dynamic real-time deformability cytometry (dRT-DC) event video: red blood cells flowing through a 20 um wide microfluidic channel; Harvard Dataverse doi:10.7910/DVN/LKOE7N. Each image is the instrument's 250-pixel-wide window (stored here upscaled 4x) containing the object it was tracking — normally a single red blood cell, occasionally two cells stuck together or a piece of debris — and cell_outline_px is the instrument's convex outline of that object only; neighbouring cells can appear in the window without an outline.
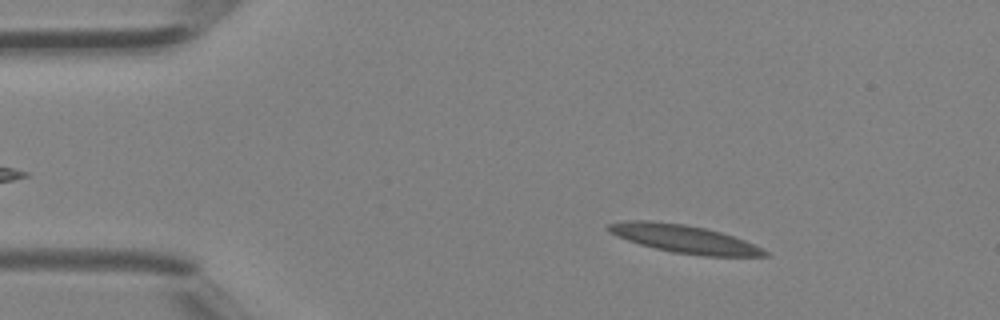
{"species": "Egyptian fruit bat (a non-hibernating species)", "species_latin": "Rousettus aegyptiacus", "temperature_condition": "room temperature", "stored_images_in_passage": 41, "camera_frame_rate_fps": 3000, "um_per_image_px": 0.085, "animal": {"sex": "female"}, "frame": {"image": 1, "passage_image": 6, "time_ms": 1.667, "image_size_px": [1000, 320], "cell_outline_px": [[768, 256], [704, 256], [672, 252], [640, 244], [628, 240], [612, 232], [608, 228], [608, 224], [624, 220], [648, 220], [684, 224], [704, 228], [720, 232], [744, 240], [768, 252]], "centroid_in_image_um": [58.16, 20.3], "position_along_channel_um": 26.8, "area_um2": 24.97}}
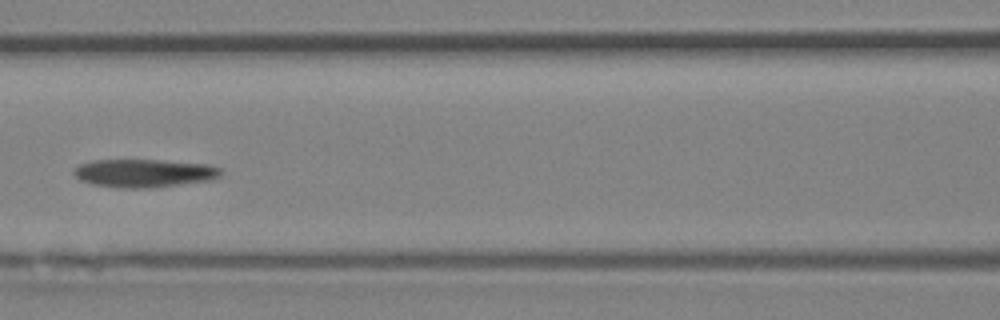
{"frame": {"image": 2, "passage_image": 18, "time_ms": 5.667, "image_size_px": [1000, 320], "cell_outline_px": [[220, 176], [212, 180], [148, 188], [116, 188], [92, 184], [80, 180], [72, 172], [80, 164], [92, 160], [156, 160], [208, 164], [220, 168]], "centroid_in_image_um": [12.22, 14.72], "position_along_channel_um": 154.4, "area_um2": 24.04}}
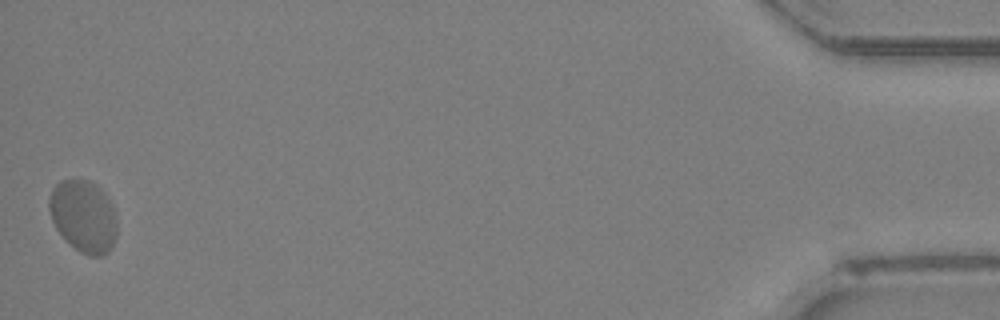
{"frame": {"image": 3, "passage_image": 41, "time_ms": 13.333, "image_size_px": [1000, 320], "cell_outline_px": [[116, 236], [108, 252], [100, 256], [88, 256], [80, 252], [56, 228], [52, 220], [48, 208], [48, 200], [52, 188], [60, 180], [88, 180], [96, 184], [104, 192], [112, 208], [116, 220]], "centroid_in_image_um": [7.08, 18.36], "position_along_channel_um": 428.1, "area_um2": 28.15}}